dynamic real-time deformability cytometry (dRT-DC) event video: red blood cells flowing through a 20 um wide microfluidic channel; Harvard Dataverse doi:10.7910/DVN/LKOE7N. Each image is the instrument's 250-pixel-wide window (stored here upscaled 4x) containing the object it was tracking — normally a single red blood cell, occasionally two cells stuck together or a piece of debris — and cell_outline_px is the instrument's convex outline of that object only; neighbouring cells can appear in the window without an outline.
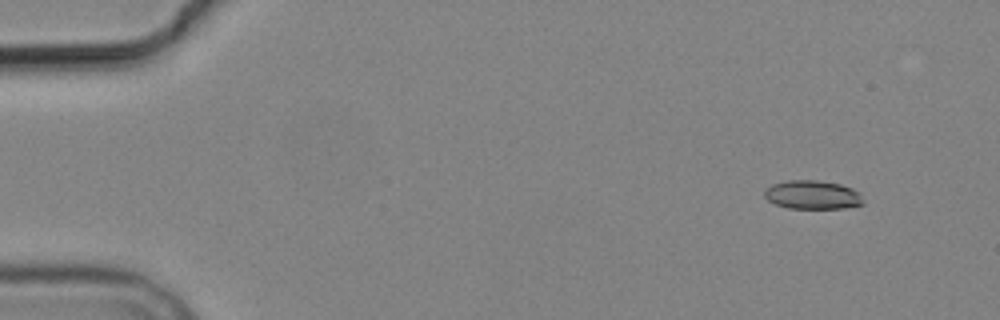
{"species": "common noctule bat (a hibernating species)", "species_latin": "Nyctalus noctula", "temperature_condition": "cold", "stored_images_in_passage": 6, "camera_frame_rate_fps": 3000, "um_per_image_px": 0.085, "animal": {"sex": "male", "body_mass_g": 19.2, "forearm_length_mm": 51.8}, "frame": {"image": 1, "passage_image": 2, "time_ms": 1.333, "image_size_px": [1000, 320], "cell_outline_px": [[864, 204], [844, 208], [788, 208], [776, 204], [768, 200], [764, 196], [764, 192], [772, 184], [788, 180], [816, 180], [840, 184], [852, 188], [860, 192]], "centroid_in_image_um": [69.08, 16.56], "position_along_channel_um": 15.9, "area_um2": 16.47}}
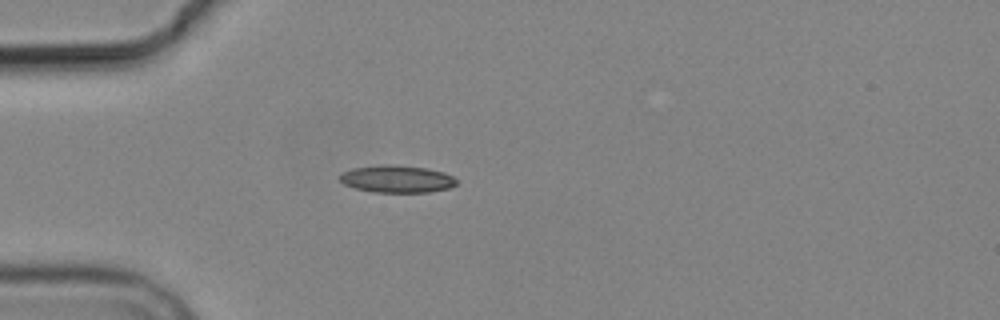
{"frame": {"image": 2, "passage_image": 5, "time_ms": 5.0, "image_size_px": [1000, 320], "cell_outline_px": [[456, 184], [448, 188], [428, 192], [372, 192], [356, 188], [344, 184], [340, 180], [340, 176], [344, 172], [352, 168], [384, 164], [388, 164], [424, 168], [444, 172], [452, 176], [456, 180]], "centroid_in_image_um": [33.73, 15.21], "position_along_channel_um": 51.3, "area_um2": 18.32}}